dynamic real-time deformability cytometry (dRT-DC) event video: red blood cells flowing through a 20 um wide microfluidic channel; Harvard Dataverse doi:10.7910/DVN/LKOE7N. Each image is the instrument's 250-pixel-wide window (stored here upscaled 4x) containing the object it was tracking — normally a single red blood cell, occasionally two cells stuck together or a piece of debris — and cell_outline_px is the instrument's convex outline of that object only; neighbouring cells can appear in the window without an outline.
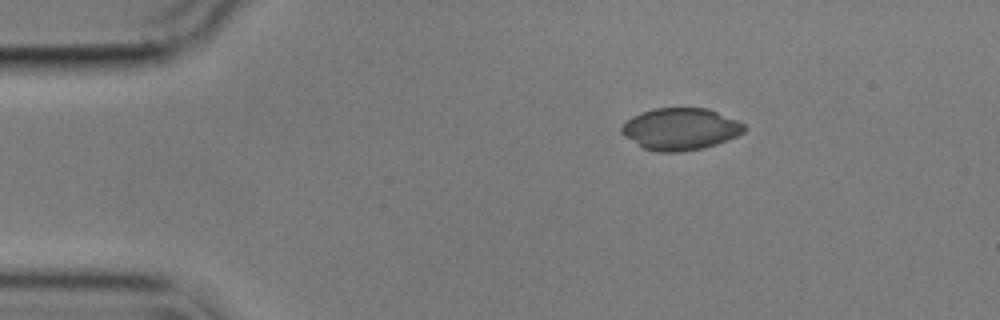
{"species": "common noctule bat (a hibernating species)", "species_latin": "Nyctalus noctula", "temperature_condition": "cold", "stored_images_in_passage": 32, "camera_frame_rate_fps": 3000, "um_per_image_px": 0.085, "animal": {"sex": "male", "body_mass_g": 17.9}, "frame": {"image": 1, "passage_image": 1, "time_ms": 0.0, "image_size_px": [1000, 320], "cell_outline_px": [[748, 128], [744, 132], [728, 140], [704, 148], [680, 152], [656, 152], [644, 148], [624, 136], [620, 132], [620, 128], [632, 116], [640, 112], [656, 108], [708, 108], [736, 120], [744, 124]], "centroid_in_image_um": [57.84, 10.97], "position_along_channel_um": 27.2, "area_um2": 30.0}}
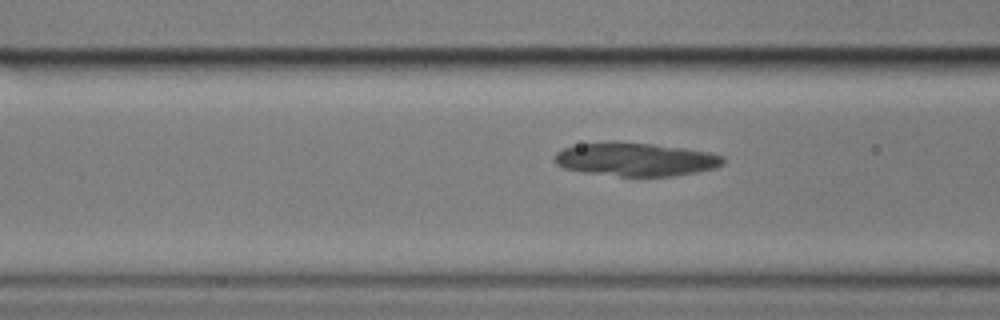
{"frame": {"image": 2, "passage_image": 13, "time_ms": 4.0, "image_size_px": [1000, 320], "cell_outline_px": [[724, 164], [716, 168], [676, 176], [620, 176], [584, 172], [564, 168], [556, 164], [552, 160], [556, 152], [564, 148], [580, 144], [652, 144], [684, 148], [708, 152], [724, 156]], "centroid_in_image_um": [54.07, 13.58], "position_along_channel_um": 112.5, "area_um2": 32.08}}